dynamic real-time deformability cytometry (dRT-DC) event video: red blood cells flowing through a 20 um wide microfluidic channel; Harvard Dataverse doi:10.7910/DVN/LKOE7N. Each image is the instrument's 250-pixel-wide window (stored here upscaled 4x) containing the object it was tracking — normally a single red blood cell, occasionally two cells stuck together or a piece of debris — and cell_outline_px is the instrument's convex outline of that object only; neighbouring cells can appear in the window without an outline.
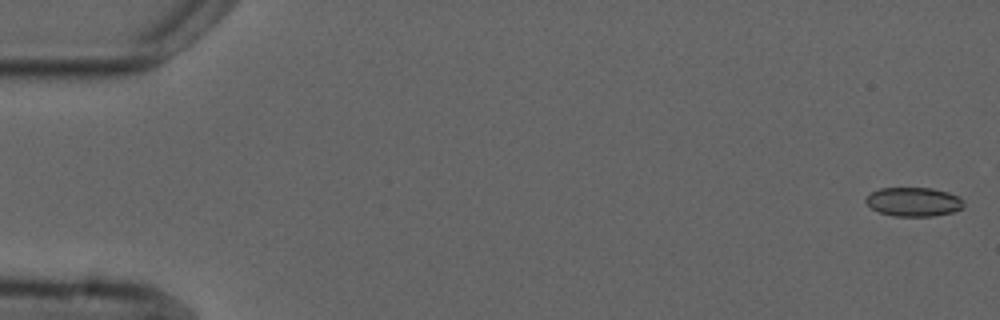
{"species": "common noctule bat (a hibernating species)", "species_latin": "Nyctalus noctula", "temperature_condition": "cold", "stored_images_in_passage": 5, "camera_frame_rate_fps": 3000, "um_per_image_px": 0.085, "animal": {"sex": "male", "forearm_length_mm": 52.5}, "frame": {"image": 1, "passage_image": 1, "time_ms": 0.0, "image_size_px": [1000, 320], "cell_outline_px": [[964, 208], [952, 212], [932, 216], [892, 216], [880, 212], [872, 208], [864, 200], [872, 192], [880, 188], [932, 188], [948, 192], [964, 200]], "centroid_in_image_um": [77.68, 17.16], "position_along_channel_um": 7.3, "area_um2": 16.47}}
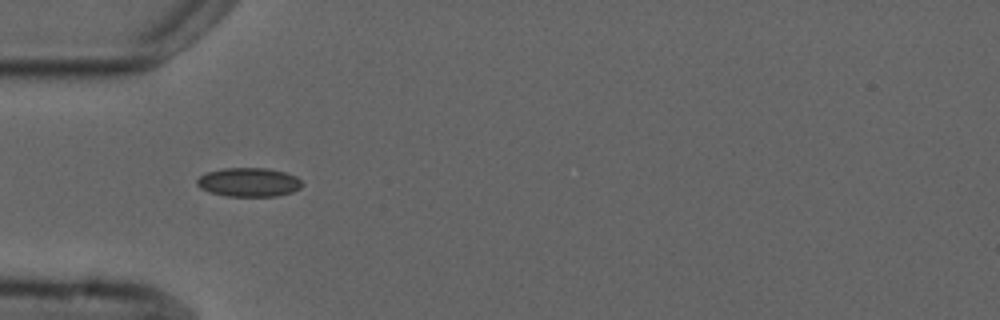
{"frame": {"image": 2, "passage_image": 5, "time_ms": 5.333, "image_size_px": [1000, 320], "cell_outline_px": [[304, 184], [300, 188], [292, 192], [276, 196], [224, 196], [208, 192], [200, 188], [196, 184], [196, 180], [200, 176], [208, 172], [224, 168], [268, 168], [284, 172], [296, 176]], "centroid_in_image_um": [21.14, 15.49], "position_along_channel_um": 63.9, "area_um2": 17.8}}